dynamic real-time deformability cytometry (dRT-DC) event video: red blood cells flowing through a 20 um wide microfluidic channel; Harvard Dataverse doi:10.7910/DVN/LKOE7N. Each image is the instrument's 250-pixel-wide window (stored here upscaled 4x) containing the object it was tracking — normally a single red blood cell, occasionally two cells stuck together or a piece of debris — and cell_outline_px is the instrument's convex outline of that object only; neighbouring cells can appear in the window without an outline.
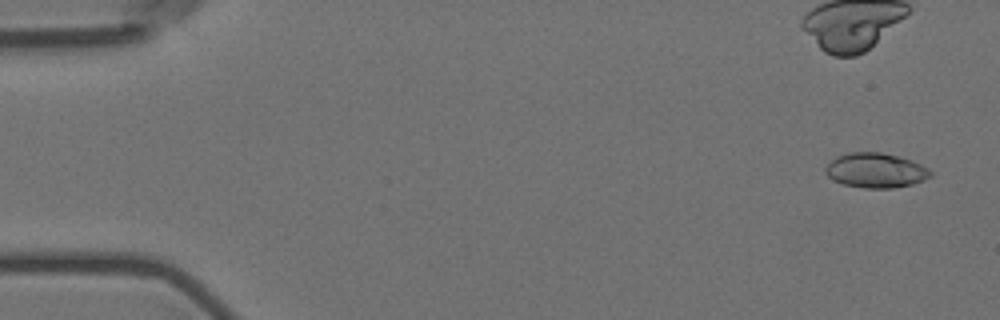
{"species": "Egyptian fruit bat (a non-hibernating species)", "species_latin": "Rousettus aegyptiacus", "temperature_condition": "room temperature", "stored_images_in_passage": 5, "camera_frame_rate_fps": 3000, "um_per_image_px": 0.085, "animal": {"sex": "female"}, "frame": {"image": 1, "passage_image": 1, "time_ms": 0.0, "image_size_px": [1000, 320], "cell_outline_px": [[932, 176], [924, 180], [912, 184], [892, 188], [864, 188], [844, 184], [832, 180], [824, 172], [824, 168], [836, 156], [848, 152], [880, 152], [900, 156], [912, 160], [928, 168], [932, 172]], "centroid_in_image_um": [74.43, 14.48], "position_along_channel_um": 10.6, "area_um2": 21.44}}